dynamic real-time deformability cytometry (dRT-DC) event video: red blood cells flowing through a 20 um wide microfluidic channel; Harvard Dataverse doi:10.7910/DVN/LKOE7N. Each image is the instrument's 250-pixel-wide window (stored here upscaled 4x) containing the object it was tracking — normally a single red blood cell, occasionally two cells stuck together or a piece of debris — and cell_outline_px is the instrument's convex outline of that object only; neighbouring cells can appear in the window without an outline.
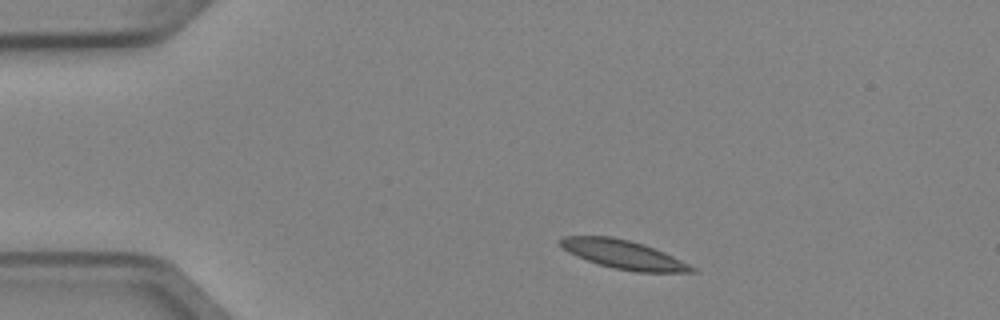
{"species": "Egyptian fruit bat (a non-hibernating species)", "species_latin": "Rousettus aegyptiacus", "temperature_condition": "cold", "stored_images_in_passage": 3, "camera_frame_rate_fps": 3000, "um_per_image_px": 0.085, "animal": {"sex": "female"}, "frame": {"image": 1, "passage_image": 1, "time_ms": 0.0, "image_size_px": [1000, 320], "cell_outline_px": [[696, 272], [636, 272], [616, 268], [600, 264], [576, 256], [568, 252], [560, 244], [560, 240], [564, 236], [612, 236], [644, 244], [664, 252], [696, 268]], "centroid_in_image_um": [53.0, 21.63], "position_along_channel_um": 32.0, "area_um2": 21.62}}